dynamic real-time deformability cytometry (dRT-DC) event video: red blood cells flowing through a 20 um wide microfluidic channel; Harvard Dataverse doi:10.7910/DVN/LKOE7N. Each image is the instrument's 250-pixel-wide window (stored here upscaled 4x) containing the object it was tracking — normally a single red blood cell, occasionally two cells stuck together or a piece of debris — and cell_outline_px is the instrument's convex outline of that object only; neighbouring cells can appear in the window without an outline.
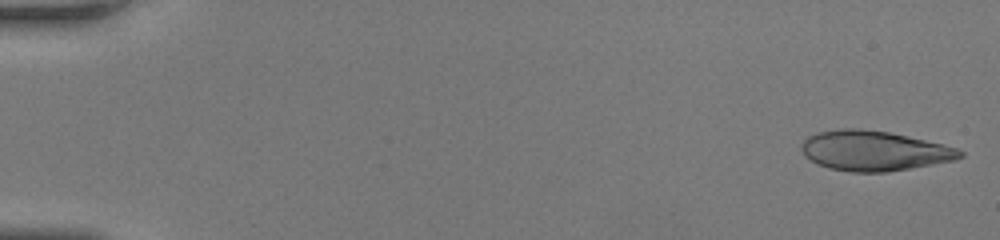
{"species": "human", "species_latin": "Homo sapiens", "temperature_condition": "room temperature", "stored_images_in_passage": 50, "camera_frame_rate_fps": 3000, "um_per_image_px": 0.085, "donor": {"sex": "female"}, "frame": {"image": 1, "passage_image": 1, "time_ms": 0.0, "image_size_px": [1000, 240], "cell_outline_px": [[964, 156], [952, 160], [932, 164], [888, 172], [852, 172], [828, 168], [804, 156], [800, 148], [800, 144], [808, 136], [816, 132], [840, 128], [860, 128], [888, 132], [908, 136], [956, 148], [964, 152]], "centroid_in_image_um": [74.24, 12.81], "position_along_channel_um": 10.8, "area_um2": 36.76}}
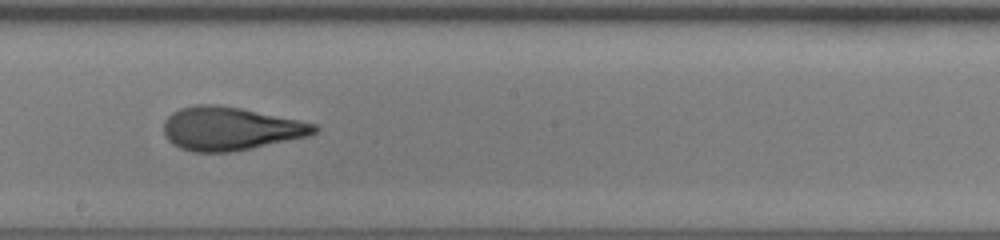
{"frame": {"image": 2, "passage_image": 29, "time_ms": 9.333, "image_size_px": [1000, 240], "cell_outline_px": [[320, 128], [316, 132], [308, 136], [252, 148], [228, 152], [192, 152], [180, 148], [172, 144], [164, 136], [164, 120], [172, 112], [180, 108], [196, 104], [216, 104], [240, 108], [300, 120], [316, 124]], "centroid_in_image_um": [19.55, 10.93], "position_along_channel_um": 228.6, "area_um2": 38.15}}
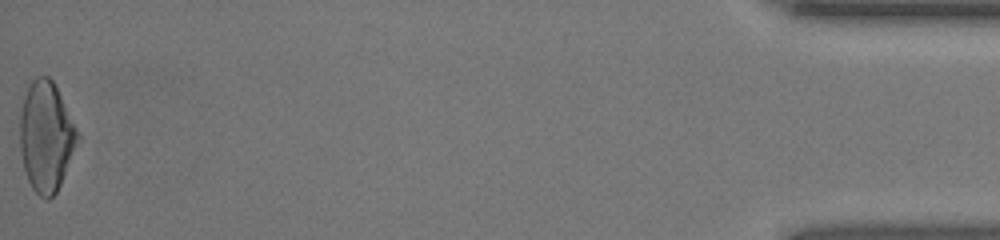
{"frame": {"image": 3, "passage_image": 50, "time_ms": 16.333, "image_size_px": [1000, 240], "cell_outline_px": [[80, 140], [60, 184], [56, 192], [48, 200], [40, 196], [32, 188], [28, 180], [24, 168], [20, 152], [20, 112], [24, 96], [32, 80], [36, 76], [48, 76], [52, 80], [80, 136]], "centroid_in_image_um": [3.91, 11.62], "position_along_channel_um": 431.3, "area_um2": 36.65}, "authors_computed_cell_mechanics": {"area_um2": 37.0787, "velocity_mm_per_s": 4.2279, "shape_relaxation_time_tau1_ms": 5.9981, "shape_relaxation_time_tau2_ms": 1.1026, "deformation_change_tau1": 0.2303, "deformation_change_tau2": 0.0814}}